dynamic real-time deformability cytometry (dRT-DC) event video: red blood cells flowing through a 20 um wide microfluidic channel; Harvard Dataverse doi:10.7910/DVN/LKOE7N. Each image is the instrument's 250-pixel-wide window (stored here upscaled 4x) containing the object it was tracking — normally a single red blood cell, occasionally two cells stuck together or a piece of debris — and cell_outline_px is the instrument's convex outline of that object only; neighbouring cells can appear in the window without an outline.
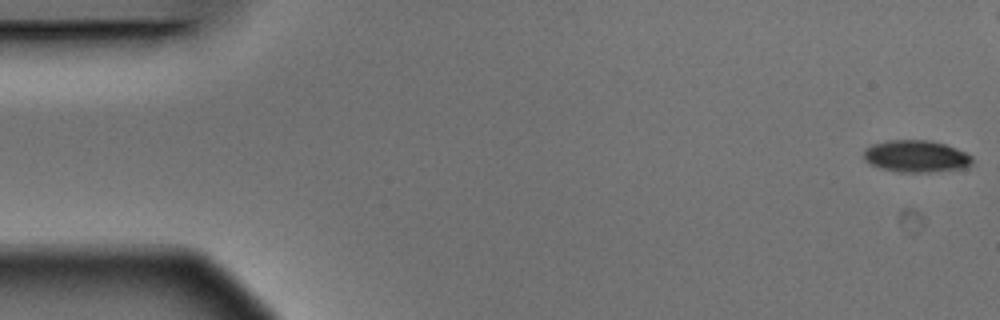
{"species": "Egyptian fruit bat (a non-hibernating species)", "species_latin": "Rousettus aegyptiacus", "temperature_condition": "warm", "stored_images_in_passage": 6, "camera_frame_rate_fps": 3000, "um_per_image_px": 0.085, "animal": {"sex": "male"}, "frame": {"image": 1, "passage_image": 1, "time_ms": 0.0, "image_size_px": [1000, 320], "cell_outline_px": [[972, 164], [964, 168], [928, 172], [896, 172], [880, 168], [864, 160], [864, 148], [872, 144], [888, 140], [928, 140], [944, 144], [968, 152], [972, 156]], "centroid_in_image_um": [77.87, 13.28], "position_along_channel_um": 7.1, "area_um2": 20.35}}
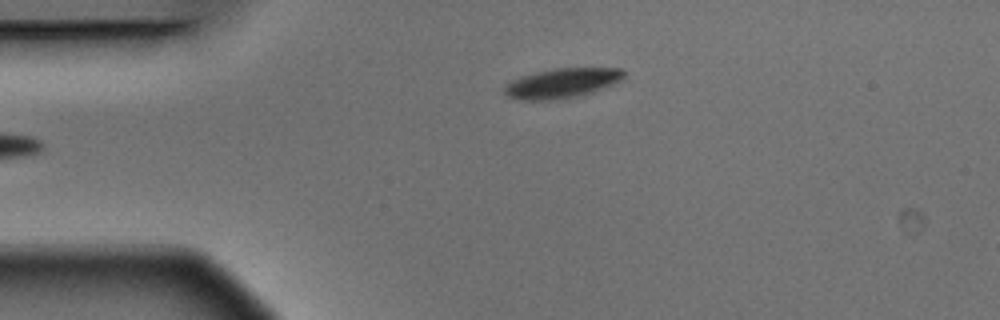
{"frame": {"image": 2, "passage_image": 6, "time_ms": 1.667, "image_size_px": [1000, 320], "cell_outline_px": [[624, 76], [620, 80], [612, 84], [592, 92], [580, 96], [552, 100], [520, 100], [508, 96], [504, 92], [504, 88], [512, 80], [536, 72], [556, 68], [620, 68], [624, 72]], "centroid_in_image_um": [47.77, 7.07], "position_along_channel_um": 37.2, "area_um2": 20.4}}